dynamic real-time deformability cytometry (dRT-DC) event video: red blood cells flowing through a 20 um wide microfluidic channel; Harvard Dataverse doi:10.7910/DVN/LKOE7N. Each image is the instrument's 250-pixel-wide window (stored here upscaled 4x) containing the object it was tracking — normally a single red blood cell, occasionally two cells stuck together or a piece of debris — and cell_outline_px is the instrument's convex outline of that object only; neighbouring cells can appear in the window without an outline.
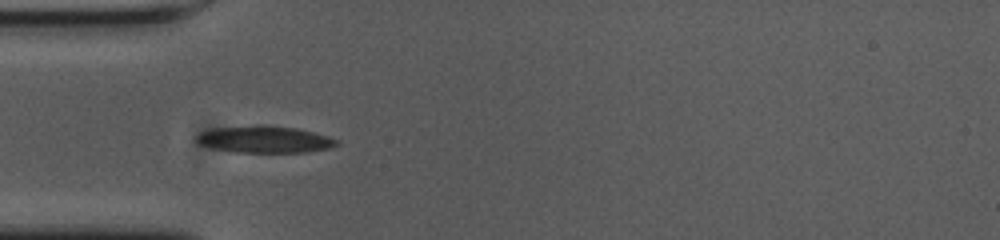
{"species": "common noctule bat (a hibernating species)", "species_latin": "Nyctalus noctula", "temperature_condition": "cold", "stored_images_in_passage": 40, "camera_frame_rate_fps": 3000, "um_per_image_px": 0.085, "animal": {"sex": "female", "body_mass_g": 23.0, "forearm_length_mm": 53.4}, "frame": {"image": 1, "passage_image": 1, "time_ms": 0.0, "image_size_px": [1000, 240], "cell_outline_px": [[340, 144], [328, 148], [304, 152], [236, 152], [216, 148], [200, 144], [196, 140], [196, 136], [204, 132], [216, 128], [252, 124], [264, 124], [296, 128], [328, 136], [340, 140]], "centroid_in_image_um": [22.54, 11.83], "position_along_channel_um": 62.5, "area_um2": 21.85}}
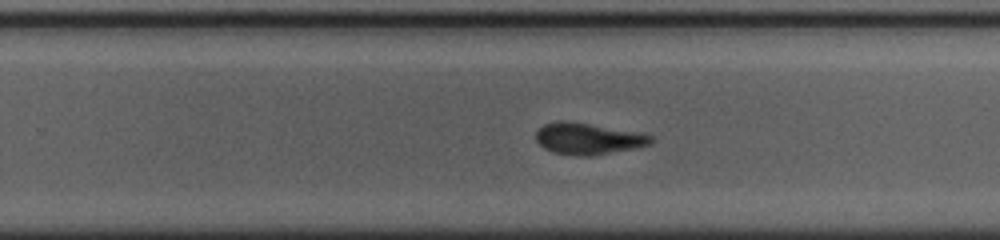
{"frame": {"image": 2, "passage_image": 19, "time_ms": 6.0, "image_size_px": [1000, 240], "cell_outline_px": [[656, 140], [652, 144], [592, 156], [576, 156], [552, 152], [544, 148], [536, 140], [536, 132], [544, 124], [560, 120], [564, 120], [636, 132], [652, 136]], "centroid_in_image_um": [49.97, 11.8], "position_along_channel_um": 279.8, "area_um2": 20.87}}
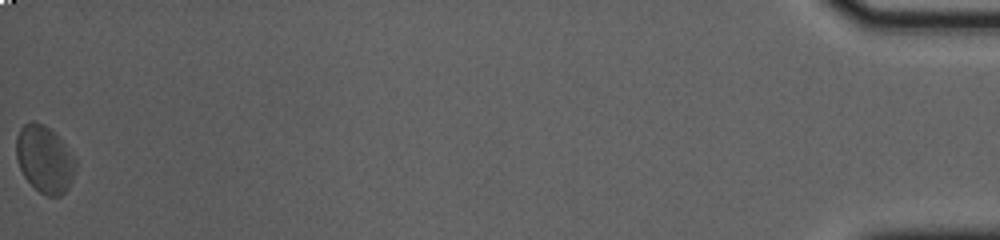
{"frame": {"image": 3, "passage_image": 40, "time_ms": 13.0, "image_size_px": [1000, 240], "cell_outline_px": [[76, 168], [72, 180], [68, 188], [60, 196], [48, 196], [40, 192], [24, 176], [20, 168], [16, 156], [16, 136], [20, 128], [24, 124], [32, 120], [44, 124], [60, 136], [76, 160]], "centroid_in_image_um": [3.8, 13.5], "position_along_channel_um": 431.4, "area_um2": 23.35}, "authors_computed_cell_mechanics": {"area_um2": 21.1548, "velocity_mm_per_s": 3.6504, "shape_relaxation_time_tau1_ms": null, "shape_relaxation_time_tau2_ms": 4.2232, "deformation_change_tau1": null, "deformation_change_tau2": 0.1102}}